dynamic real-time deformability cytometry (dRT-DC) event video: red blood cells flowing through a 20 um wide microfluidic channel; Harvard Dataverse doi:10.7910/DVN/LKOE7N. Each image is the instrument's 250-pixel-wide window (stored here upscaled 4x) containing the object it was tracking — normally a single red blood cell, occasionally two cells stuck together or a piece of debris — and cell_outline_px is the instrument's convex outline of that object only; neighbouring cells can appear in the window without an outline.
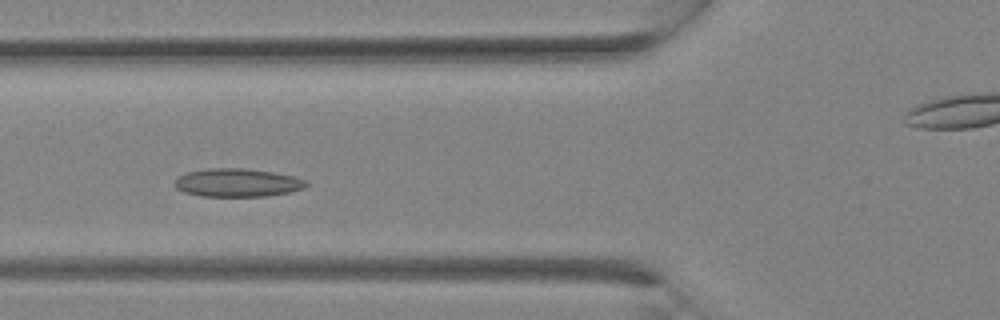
{"species": "Egyptian fruit bat (a non-hibernating species)", "species_latin": "Rousettus aegyptiacus", "temperature_condition": "room temperature", "stored_images_in_passage": 18, "camera_frame_rate_fps": 3000, "um_per_image_px": 0.085, "animal": {"sex": "female"}, "frame": {"image": 1, "passage_image": 8, "time_ms": 2.333, "image_size_px": [1000, 320], "cell_outline_px": [[308, 184], [304, 188], [288, 192], [264, 196], [200, 196], [184, 192], [176, 188], [172, 184], [176, 176], [184, 172], [208, 168], [248, 168], [296, 176], [308, 180]], "centroid_in_image_um": [20.13, 15.51], "position_along_channel_um": 105.7, "area_um2": 22.02}}
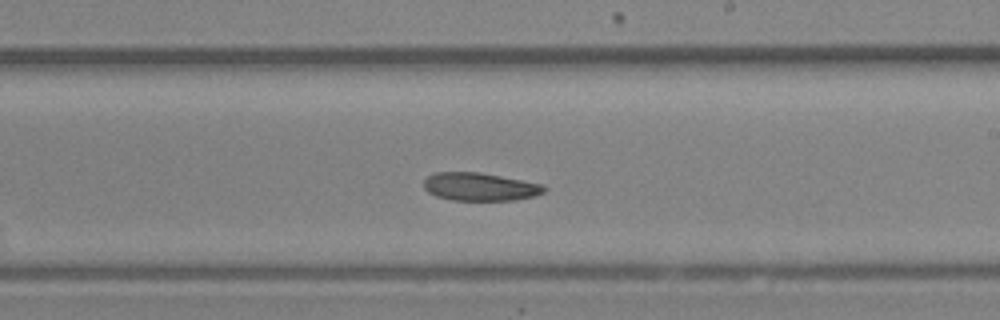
{"frame": {"image": 2, "passage_image": 14, "time_ms": 4.333, "image_size_px": [1000, 320], "cell_outline_px": [[548, 188], [544, 192], [536, 196], [516, 200], [452, 200], [436, 196], [428, 192], [424, 188], [424, 180], [432, 172], [480, 172], [544, 184]], "centroid_in_image_um": [40.82, 15.87], "position_along_channel_um": 248.2, "area_um2": 19.88}}
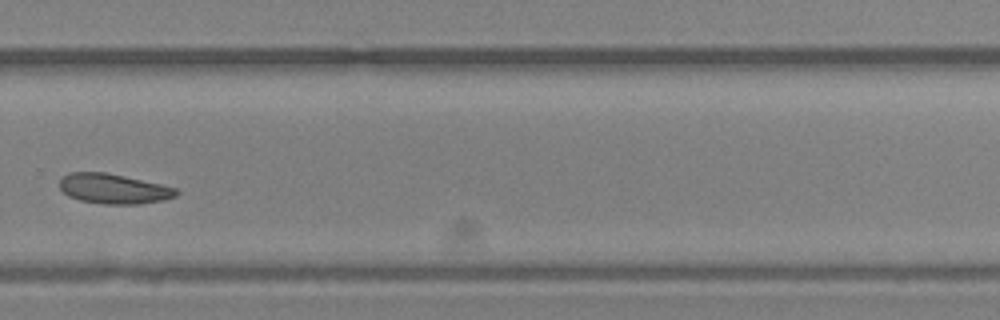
{"frame": {"image": 3, "passage_image": 17, "time_ms": 5.333, "image_size_px": [1000, 320], "cell_outline_px": [[180, 192], [176, 196], [164, 200], [140, 204], [104, 204], [80, 200], [68, 196], [60, 188], [60, 176], [68, 172], [104, 172], [124, 176], [160, 184], [176, 188]], "centroid_in_image_um": [9.64, 16.04], "position_along_channel_um": 320.2, "area_um2": 20.4}}